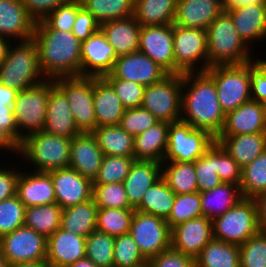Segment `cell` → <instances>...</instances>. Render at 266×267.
<instances>
[{
	"label": "cell",
	"instance_id": "obj_10",
	"mask_svg": "<svg viewBox=\"0 0 266 267\" xmlns=\"http://www.w3.org/2000/svg\"><path fill=\"white\" fill-rule=\"evenodd\" d=\"M216 141L209 132L193 128L182 120L171 122L163 162H195Z\"/></svg>",
	"mask_w": 266,
	"mask_h": 267
},
{
	"label": "cell",
	"instance_id": "obj_35",
	"mask_svg": "<svg viewBox=\"0 0 266 267\" xmlns=\"http://www.w3.org/2000/svg\"><path fill=\"white\" fill-rule=\"evenodd\" d=\"M92 134L104 155L134 157V136L120 125L100 126Z\"/></svg>",
	"mask_w": 266,
	"mask_h": 267
},
{
	"label": "cell",
	"instance_id": "obj_3",
	"mask_svg": "<svg viewBox=\"0 0 266 267\" xmlns=\"http://www.w3.org/2000/svg\"><path fill=\"white\" fill-rule=\"evenodd\" d=\"M208 68L217 65H239L253 61L230 15L222 11L207 28Z\"/></svg>",
	"mask_w": 266,
	"mask_h": 267
},
{
	"label": "cell",
	"instance_id": "obj_56",
	"mask_svg": "<svg viewBox=\"0 0 266 267\" xmlns=\"http://www.w3.org/2000/svg\"><path fill=\"white\" fill-rule=\"evenodd\" d=\"M251 100L266 105V60L249 62Z\"/></svg>",
	"mask_w": 266,
	"mask_h": 267
},
{
	"label": "cell",
	"instance_id": "obj_19",
	"mask_svg": "<svg viewBox=\"0 0 266 267\" xmlns=\"http://www.w3.org/2000/svg\"><path fill=\"white\" fill-rule=\"evenodd\" d=\"M117 79L144 86L161 81L168 73L144 53L136 51L118 56L111 72Z\"/></svg>",
	"mask_w": 266,
	"mask_h": 267
},
{
	"label": "cell",
	"instance_id": "obj_62",
	"mask_svg": "<svg viewBox=\"0 0 266 267\" xmlns=\"http://www.w3.org/2000/svg\"><path fill=\"white\" fill-rule=\"evenodd\" d=\"M258 208V225L260 231L266 232V192L255 198Z\"/></svg>",
	"mask_w": 266,
	"mask_h": 267
},
{
	"label": "cell",
	"instance_id": "obj_16",
	"mask_svg": "<svg viewBox=\"0 0 266 267\" xmlns=\"http://www.w3.org/2000/svg\"><path fill=\"white\" fill-rule=\"evenodd\" d=\"M212 239V220L204 216L187 220L171 229V248L194 260Z\"/></svg>",
	"mask_w": 266,
	"mask_h": 267
},
{
	"label": "cell",
	"instance_id": "obj_50",
	"mask_svg": "<svg viewBox=\"0 0 266 267\" xmlns=\"http://www.w3.org/2000/svg\"><path fill=\"white\" fill-rule=\"evenodd\" d=\"M92 198L98 208H133L123 183L93 184Z\"/></svg>",
	"mask_w": 266,
	"mask_h": 267
},
{
	"label": "cell",
	"instance_id": "obj_30",
	"mask_svg": "<svg viewBox=\"0 0 266 267\" xmlns=\"http://www.w3.org/2000/svg\"><path fill=\"white\" fill-rule=\"evenodd\" d=\"M222 11L218 5L209 0H177L173 24L207 30Z\"/></svg>",
	"mask_w": 266,
	"mask_h": 267
},
{
	"label": "cell",
	"instance_id": "obj_27",
	"mask_svg": "<svg viewBox=\"0 0 266 267\" xmlns=\"http://www.w3.org/2000/svg\"><path fill=\"white\" fill-rule=\"evenodd\" d=\"M226 12L246 45L266 38V4L237 6Z\"/></svg>",
	"mask_w": 266,
	"mask_h": 267
},
{
	"label": "cell",
	"instance_id": "obj_9",
	"mask_svg": "<svg viewBox=\"0 0 266 267\" xmlns=\"http://www.w3.org/2000/svg\"><path fill=\"white\" fill-rule=\"evenodd\" d=\"M94 76H70L53 79L69 103L75 124L81 133H92L96 128L93 103Z\"/></svg>",
	"mask_w": 266,
	"mask_h": 267
},
{
	"label": "cell",
	"instance_id": "obj_65",
	"mask_svg": "<svg viewBox=\"0 0 266 267\" xmlns=\"http://www.w3.org/2000/svg\"><path fill=\"white\" fill-rule=\"evenodd\" d=\"M266 4V0H226L225 11L243 5Z\"/></svg>",
	"mask_w": 266,
	"mask_h": 267
},
{
	"label": "cell",
	"instance_id": "obj_41",
	"mask_svg": "<svg viewBox=\"0 0 266 267\" xmlns=\"http://www.w3.org/2000/svg\"><path fill=\"white\" fill-rule=\"evenodd\" d=\"M81 3L100 25L134 15V0H81Z\"/></svg>",
	"mask_w": 266,
	"mask_h": 267
},
{
	"label": "cell",
	"instance_id": "obj_47",
	"mask_svg": "<svg viewBox=\"0 0 266 267\" xmlns=\"http://www.w3.org/2000/svg\"><path fill=\"white\" fill-rule=\"evenodd\" d=\"M82 7L81 0H69L58 6L42 21L36 22L37 29H55L72 32L77 11Z\"/></svg>",
	"mask_w": 266,
	"mask_h": 267
},
{
	"label": "cell",
	"instance_id": "obj_70",
	"mask_svg": "<svg viewBox=\"0 0 266 267\" xmlns=\"http://www.w3.org/2000/svg\"><path fill=\"white\" fill-rule=\"evenodd\" d=\"M218 5L223 11H225L226 0H209Z\"/></svg>",
	"mask_w": 266,
	"mask_h": 267
},
{
	"label": "cell",
	"instance_id": "obj_40",
	"mask_svg": "<svg viewBox=\"0 0 266 267\" xmlns=\"http://www.w3.org/2000/svg\"><path fill=\"white\" fill-rule=\"evenodd\" d=\"M62 211L57 203L26 207L24 225L48 238L60 228Z\"/></svg>",
	"mask_w": 266,
	"mask_h": 267
},
{
	"label": "cell",
	"instance_id": "obj_12",
	"mask_svg": "<svg viewBox=\"0 0 266 267\" xmlns=\"http://www.w3.org/2000/svg\"><path fill=\"white\" fill-rule=\"evenodd\" d=\"M173 51L175 74L194 72L195 64L202 60L198 72L208 69L207 31L173 24Z\"/></svg>",
	"mask_w": 266,
	"mask_h": 267
},
{
	"label": "cell",
	"instance_id": "obj_66",
	"mask_svg": "<svg viewBox=\"0 0 266 267\" xmlns=\"http://www.w3.org/2000/svg\"><path fill=\"white\" fill-rule=\"evenodd\" d=\"M10 43L11 42H9V39L7 37L0 35V65L5 60Z\"/></svg>",
	"mask_w": 266,
	"mask_h": 267
},
{
	"label": "cell",
	"instance_id": "obj_57",
	"mask_svg": "<svg viewBox=\"0 0 266 267\" xmlns=\"http://www.w3.org/2000/svg\"><path fill=\"white\" fill-rule=\"evenodd\" d=\"M150 267H195V260L190 256L169 248L147 262Z\"/></svg>",
	"mask_w": 266,
	"mask_h": 267
},
{
	"label": "cell",
	"instance_id": "obj_11",
	"mask_svg": "<svg viewBox=\"0 0 266 267\" xmlns=\"http://www.w3.org/2000/svg\"><path fill=\"white\" fill-rule=\"evenodd\" d=\"M182 74H168L161 81L145 86L141 107L158 121L167 123L181 118Z\"/></svg>",
	"mask_w": 266,
	"mask_h": 267
},
{
	"label": "cell",
	"instance_id": "obj_7",
	"mask_svg": "<svg viewBox=\"0 0 266 267\" xmlns=\"http://www.w3.org/2000/svg\"><path fill=\"white\" fill-rule=\"evenodd\" d=\"M54 80L47 79L38 85L18 92L13 106L15 124L18 129V144L25 136L43 130L50 89ZM26 130L27 133L22 132Z\"/></svg>",
	"mask_w": 266,
	"mask_h": 267
},
{
	"label": "cell",
	"instance_id": "obj_18",
	"mask_svg": "<svg viewBox=\"0 0 266 267\" xmlns=\"http://www.w3.org/2000/svg\"><path fill=\"white\" fill-rule=\"evenodd\" d=\"M117 57L114 48L99 29L81 42V76L103 77L111 73Z\"/></svg>",
	"mask_w": 266,
	"mask_h": 267
},
{
	"label": "cell",
	"instance_id": "obj_15",
	"mask_svg": "<svg viewBox=\"0 0 266 267\" xmlns=\"http://www.w3.org/2000/svg\"><path fill=\"white\" fill-rule=\"evenodd\" d=\"M168 74H175L173 24L142 26L139 49Z\"/></svg>",
	"mask_w": 266,
	"mask_h": 267
},
{
	"label": "cell",
	"instance_id": "obj_38",
	"mask_svg": "<svg viewBox=\"0 0 266 267\" xmlns=\"http://www.w3.org/2000/svg\"><path fill=\"white\" fill-rule=\"evenodd\" d=\"M175 197L176 194L161 177L145 192L141 203L135 210L166 220L171 213Z\"/></svg>",
	"mask_w": 266,
	"mask_h": 267
},
{
	"label": "cell",
	"instance_id": "obj_64",
	"mask_svg": "<svg viewBox=\"0 0 266 267\" xmlns=\"http://www.w3.org/2000/svg\"><path fill=\"white\" fill-rule=\"evenodd\" d=\"M18 92L16 89L0 84V103H6V106L13 108Z\"/></svg>",
	"mask_w": 266,
	"mask_h": 267
},
{
	"label": "cell",
	"instance_id": "obj_20",
	"mask_svg": "<svg viewBox=\"0 0 266 267\" xmlns=\"http://www.w3.org/2000/svg\"><path fill=\"white\" fill-rule=\"evenodd\" d=\"M266 133V105L250 100L225 115L219 136Z\"/></svg>",
	"mask_w": 266,
	"mask_h": 267
},
{
	"label": "cell",
	"instance_id": "obj_43",
	"mask_svg": "<svg viewBox=\"0 0 266 267\" xmlns=\"http://www.w3.org/2000/svg\"><path fill=\"white\" fill-rule=\"evenodd\" d=\"M240 190L243 198L251 199L266 192V150L242 168Z\"/></svg>",
	"mask_w": 266,
	"mask_h": 267
},
{
	"label": "cell",
	"instance_id": "obj_1",
	"mask_svg": "<svg viewBox=\"0 0 266 267\" xmlns=\"http://www.w3.org/2000/svg\"><path fill=\"white\" fill-rule=\"evenodd\" d=\"M195 69L196 73L182 74L180 120L217 138L224 127L225 113L221 109L214 80L205 71Z\"/></svg>",
	"mask_w": 266,
	"mask_h": 267
},
{
	"label": "cell",
	"instance_id": "obj_8",
	"mask_svg": "<svg viewBox=\"0 0 266 267\" xmlns=\"http://www.w3.org/2000/svg\"><path fill=\"white\" fill-rule=\"evenodd\" d=\"M205 72L215 82L218 100L225 115L251 100L249 62L212 66Z\"/></svg>",
	"mask_w": 266,
	"mask_h": 267
},
{
	"label": "cell",
	"instance_id": "obj_54",
	"mask_svg": "<svg viewBox=\"0 0 266 267\" xmlns=\"http://www.w3.org/2000/svg\"><path fill=\"white\" fill-rule=\"evenodd\" d=\"M157 122L158 120L150 111L143 107H137L126 109L119 125L129 134L136 136Z\"/></svg>",
	"mask_w": 266,
	"mask_h": 267
},
{
	"label": "cell",
	"instance_id": "obj_4",
	"mask_svg": "<svg viewBox=\"0 0 266 267\" xmlns=\"http://www.w3.org/2000/svg\"><path fill=\"white\" fill-rule=\"evenodd\" d=\"M20 42L18 45L10 44L5 60L0 65V84L19 92L47 80L39 65L36 42L33 39Z\"/></svg>",
	"mask_w": 266,
	"mask_h": 267
},
{
	"label": "cell",
	"instance_id": "obj_33",
	"mask_svg": "<svg viewBox=\"0 0 266 267\" xmlns=\"http://www.w3.org/2000/svg\"><path fill=\"white\" fill-rule=\"evenodd\" d=\"M243 198L240 186L222 183L213 189L200 192L202 216L214 220L235 206Z\"/></svg>",
	"mask_w": 266,
	"mask_h": 267
},
{
	"label": "cell",
	"instance_id": "obj_60",
	"mask_svg": "<svg viewBox=\"0 0 266 267\" xmlns=\"http://www.w3.org/2000/svg\"><path fill=\"white\" fill-rule=\"evenodd\" d=\"M18 172L0 168V202L16 195Z\"/></svg>",
	"mask_w": 266,
	"mask_h": 267
},
{
	"label": "cell",
	"instance_id": "obj_61",
	"mask_svg": "<svg viewBox=\"0 0 266 267\" xmlns=\"http://www.w3.org/2000/svg\"><path fill=\"white\" fill-rule=\"evenodd\" d=\"M0 124H3V129L18 143V129L12 107L0 105Z\"/></svg>",
	"mask_w": 266,
	"mask_h": 267
},
{
	"label": "cell",
	"instance_id": "obj_42",
	"mask_svg": "<svg viewBox=\"0 0 266 267\" xmlns=\"http://www.w3.org/2000/svg\"><path fill=\"white\" fill-rule=\"evenodd\" d=\"M134 212V208H98L96 230L114 237L127 234Z\"/></svg>",
	"mask_w": 266,
	"mask_h": 267
},
{
	"label": "cell",
	"instance_id": "obj_32",
	"mask_svg": "<svg viewBox=\"0 0 266 267\" xmlns=\"http://www.w3.org/2000/svg\"><path fill=\"white\" fill-rule=\"evenodd\" d=\"M216 142L243 168L266 150V133L218 136Z\"/></svg>",
	"mask_w": 266,
	"mask_h": 267
},
{
	"label": "cell",
	"instance_id": "obj_22",
	"mask_svg": "<svg viewBox=\"0 0 266 267\" xmlns=\"http://www.w3.org/2000/svg\"><path fill=\"white\" fill-rule=\"evenodd\" d=\"M86 258V238L58 228L47 238L46 262L58 267H67Z\"/></svg>",
	"mask_w": 266,
	"mask_h": 267
},
{
	"label": "cell",
	"instance_id": "obj_44",
	"mask_svg": "<svg viewBox=\"0 0 266 267\" xmlns=\"http://www.w3.org/2000/svg\"><path fill=\"white\" fill-rule=\"evenodd\" d=\"M115 237L94 230L86 237V258L97 267H113Z\"/></svg>",
	"mask_w": 266,
	"mask_h": 267
},
{
	"label": "cell",
	"instance_id": "obj_6",
	"mask_svg": "<svg viewBox=\"0 0 266 267\" xmlns=\"http://www.w3.org/2000/svg\"><path fill=\"white\" fill-rule=\"evenodd\" d=\"M212 224L214 239L240 246L260 231L255 199L242 198Z\"/></svg>",
	"mask_w": 266,
	"mask_h": 267
},
{
	"label": "cell",
	"instance_id": "obj_52",
	"mask_svg": "<svg viewBox=\"0 0 266 267\" xmlns=\"http://www.w3.org/2000/svg\"><path fill=\"white\" fill-rule=\"evenodd\" d=\"M240 248V267H266V232L259 231Z\"/></svg>",
	"mask_w": 266,
	"mask_h": 267
},
{
	"label": "cell",
	"instance_id": "obj_21",
	"mask_svg": "<svg viewBox=\"0 0 266 267\" xmlns=\"http://www.w3.org/2000/svg\"><path fill=\"white\" fill-rule=\"evenodd\" d=\"M96 137L92 133H80L71 141L69 167L91 181L99 173L103 159Z\"/></svg>",
	"mask_w": 266,
	"mask_h": 267
},
{
	"label": "cell",
	"instance_id": "obj_2",
	"mask_svg": "<svg viewBox=\"0 0 266 267\" xmlns=\"http://www.w3.org/2000/svg\"><path fill=\"white\" fill-rule=\"evenodd\" d=\"M33 40L46 79L81 76V42L72 32L35 27Z\"/></svg>",
	"mask_w": 266,
	"mask_h": 267
},
{
	"label": "cell",
	"instance_id": "obj_46",
	"mask_svg": "<svg viewBox=\"0 0 266 267\" xmlns=\"http://www.w3.org/2000/svg\"><path fill=\"white\" fill-rule=\"evenodd\" d=\"M134 160V157L104 155L93 184L123 183Z\"/></svg>",
	"mask_w": 266,
	"mask_h": 267
},
{
	"label": "cell",
	"instance_id": "obj_59",
	"mask_svg": "<svg viewBox=\"0 0 266 267\" xmlns=\"http://www.w3.org/2000/svg\"><path fill=\"white\" fill-rule=\"evenodd\" d=\"M30 17L39 22L46 18L58 6L69 0H21Z\"/></svg>",
	"mask_w": 266,
	"mask_h": 267
},
{
	"label": "cell",
	"instance_id": "obj_69",
	"mask_svg": "<svg viewBox=\"0 0 266 267\" xmlns=\"http://www.w3.org/2000/svg\"><path fill=\"white\" fill-rule=\"evenodd\" d=\"M0 267H9L7 259L1 250H0Z\"/></svg>",
	"mask_w": 266,
	"mask_h": 267
},
{
	"label": "cell",
	"instance_id": "obj_55",
	"mask_svg": "<svg viewBox=\"0 0 266 267\" xmlns=\"http://www.w3.org/2000/svg\"><path fill=\"white\" fill-rule=\"evenodd\" d=\"M217 174L224 183H233L240 186L242 179V168L218 142Z\"/></svg>",
	"mask_w": 266,
	"mask_h": 267
},
{
	"label": "cell",
	"instance_id": "obj_39",
	"mask_svg": "<svg viewBox=\"0 0 266 267\" xmlns=\"http://www.w3.org/2000/svg\"><path fill=\"white\" fill-rule=\"evenodd\" d=\"M166 163H162V178L175 194L198 192L194 162L170 161ZM165 165H167L166 169Z\"/></svg>",
	"mask_w": 266,
	"mask_h": 267
},
{
	"label": "cell",
	"instance_id": "obj_5",
	"mask_svg": "<svg viewBox=\"0 0 266 267\" xmlns=\"http://www.w3.org/2000/svg\"><path fill=\"white\" fill-rule=\"evenodd\" d=\"M71 141V138L42 130L25 136L19 145V153L35 165L37 169L34 171L49 172L69 167Z\"/></svg>",
	"mask_w": 266,
	"mask_h": 267
},
{
	"label": "cell",
	"instance_id": "obj_14",
	"mask_svg": "<svg viewBox=\"0 0 266 267\" xmlns=\"http://www.w3.org/2000/svg\"><path fill=\"white\" fill-rule=\"evenodd\" d=\"M0 250L9 265L46 261L47 238L25 225L0 237Z\"/></svg>",
	"mask_w": 266,
	"mask_h": 267
},
{
	"label": "cell",
	"instance_id": "obj_17",
	"mask_svg": "<svg viewBox=\"0 0 266 267\" xmlns=\"http://www.w3.org/2000/svg\"><path fill=\"white\" fill-rule=\"evenodd\" d=\"M56 197V203L66 209L92 199L93 181L83 177L71 167L49 171Z\"/></svg>",
	"mask_w": 266,
	"mask_h": 267
},
{
	"label": "cell",
	"instance_id": "obj_23",
	"mask_svg": "<svg viewBox=\"0 0 266 267\" xmlns=\"http://www.w3.org/2000/svg\"><path fill=\"white\" fill-rule=\"evenodd\" d=\"M43 131L71 139L81 133L75 124L66 96L56 85L49 92Z\"/></svg>",
	"mask_w": 266,
	"mask_h": 267
},
{
	"label": "cell",
	"instance_id": "obj_29",
	"mask_svg": "<svg viewBox=\"0 0 266 267\" xmlns=\"http://www.w3.org/2000/svg\"><path fill=\"white\" fill-rule=\"evenodd\" d=\"M141 28L134 16L107 21L100 25L117 56L138 51Z\"/></svg>",
	"mask_w": 266,
	"mask_h": 267
},
{
	"label": "cell",
	"instance_id": "obj_71",
	"mask_svg": "<svg viewBox=\"0 0 266 267\" xmlns=\"http://www.w3.org/2000/svg\"><path fill=\"white\" fill-rule=\"evenodd\" d=\"M43 267H58V266H54V265H50V264L46 263Z\"/></svg>",
	"mask_w": 266,
	"mask_h": 267
},
{
	"label": "cell",
	"instance_id": "obj_67",
	"mask_svg": "<svg viewBox=\"0 0 266 267\" xmlns=\"http://www.w3.org/2000/svg\"><path fill=\"white\" fill-rule=\"evenodd\" d=\"M47 262L46 261H31V262H22L9 265V267H43Z\"/></svg>",
	"mask_w": 266,
	"mask_h": 267
},
{
	"label": "cell",
	"instance_id": "obj_49",
	"mask_svg": "<svg viewBox=\"0 0 266 267\" xmlns=\"http://www.w3.org/2000/svg\"><path fill=\"white\" fill-rule=\"evenodd\" d=\"M113 256V267H140L148 262L129 233L115 237Z\"/></svg>",
	"mask_w": 266,
	"mask_h": 267
},
{
	"label": "cell",
	"instance_id": "obj_68",
	"mask_svg": "<svg viewBox=\"0 0 266 267\" xmlns=\"http://www.w3.org/2000/svg\"><path fill=\"white\" fill-rule=\"evenodd\" d=\"M67 267H97L90 259L83 258Z\"/></svg>",
	"mask_w": 266,
	"mask_h": 267
},
{
	"label": "cell",
	"instance_id": "obj_51",
	"mask_svg": "<svg viewBox=\"0 0 266 267\" xmlns=\"http://www.w3.org/2000/svg\"><path fill=\"white\" fill-rule=\"evenodd\" d=\"M25 210L17 195L0 202V237L24 225Z\"/></svg>",
	"mask_w": 266,
	"mask_h": 267
},
{
	"label": "cell",
	"instance_id": "obj_13",
	"mask_svg": "<svg viewBox=\"0 0 266 267\" xmlns=\"http://www.w3.org/2000/svg\"><path fill=\"white\" fill-rule=\"evenodd\" d=\"M129 234L147 260L171 248V228L161 217L135 210Z\"/></svg>",
	"mask_w": 266,
	"mask_h": 267
},
{
	"label": "cell",
	"instance_id": "obj_48",
	"mask_svg": "<svg viewBox=\"0 0 266 267\" xmlns=\"http://www.w3.org/2000/svg\"><path fill=\"white\" fill-rule=\"evenodd\" d=\"M201 216L200 192L176 194L174 205L166 221L172 229L177 224Z\"/></svg>",
	"mask_w": 266,
	"mask_h": 267
},
{
	"label": "cell",
	"instance_id": "obj_36",
	"mask_svg": "<svg viewBox=\"0 0 266 267\" xmlns=\"http://www.w3.org/2000/svg\"><path fill=\"white\" fill-rule=\"evenodd\" d=\"M177 0H134V17L141 26L173 24Z\"/></svg>",
	"mask_w": 266,
	"mask_h": 267
},
{
	"label": "cell",
	"instance_id": "obj_45",
	"mask_svg": "<svg viewBox=\"0 0 266 267\" xmlns=\"http://www.w3.org/2000/svg\"><path fill=\"white\" fill-rule=\"evenodd\" d=\"M198 192H204L223 183L217 174V142L195 162Z\"/></svg>",
	"mask_w": 266,
	"mask_h": 267
},
{
	"label": "cell",
	"instance_id": "obj_63",
	"mask_svg": "<svg viewBox=\"0 0 266 267\" xmlns=\"http://www.w3.org/2000/svg\"><path fill=\"white\" fill-rule=\"evenodd\" d=\"M8 149L13 153L19 154V144L3 129V124H0V149Z\"/></svg>",
	"mask_w": 266,
	"mask_h": 267
},
{
	"label": "cell",
	"instance_id": "obj_72",
	"mask_svg": "<svg viewBox=\"0 0 266 267\" xmlns=\"http://www.w3.org/2000/svg\"><path fill=\"white\" fill-rule=\"evenodd\" d=\"M140 267H150L148 263L144 264L143 266Z\"/></svg>",
	"mask_w": 266,
	"mask_h": 267
},
{
	"label": "cell",
	"instance_id": "obj_31",
	"mask_svg": "<svg viewBox=\"0 0 266 267\" xmlns=\"http://www.w3.org/2000/svg\"><path fill=\"white\" fill-rule=\"evenodd\" d=\"M169 123L158 121L134 136V159L163 163L166 156Z\"/></svg>",
	"mask_w": 266,
	"mask_h": 267
},
{
	"label": "cell",
	"instance_id": "obj_28",
	"mask_svg": "<svg viewBox=\"0 0 266 267\" xmlns=\"http://www.w3.org/2000/svg\"><path fill=\"white\" fill-rule=\"evenodd\" d=\"M93 103L97 127L120 124L126 108L113 87L103 77L94 78Z\"/></svg>",
	"mask_w": 266,
	"mask_h": 267
},
{
	"label": "cell",
	"instance_id": "obj_58",
	"mask_svg": "<svg viewBox=\"0 0 266 267\" xmlns=\"http://www.w3.org/2000/svg\"><path fill=\"white\" fill-rule=\"evenodd\" d=\"M100 29V24L95 17L83 6L77 11V16L73 25L72 33L83 42Z\"/></svg>",
	"mask_w": 266,
	"mask_h": 267
},
{
	"label": "cell",
	"instance_id": "obj_37",
	"mask_svg": "<svg viewBox=\"0 0 266 267\" xmlns=\"http://www.w3.org/2000/svg\"><path fill=\"white\" fill-rule=\"evenodd\" d=\"M195 267H240V248L213 238L195 259Z\"/></svg>",
	"mask_w": 266,
	"mask_h": 267
},
{
	"label": "cell",
	"instance_id": "obj_24",
	"mask_svg": "<svg viewBox=\"0 0 266 267\" xmlns=\"http://www.w3.org/2000/svg\"><path fill=\"white\" fill-rule=\"evenodd\" d=\"M35 23L21 0H0L1 36L19 41L33 39Z\"/></svg>",
	"mask_w": 266,
	"mask_h": 267
},
{
	"label": "cell",
	"instance_id": "obj_34",
	"mask_svg": "<svg viewBox=\"0 0 266 267\" xmlns=\"http://www.w3.org/2000/svg\"><path fill=\"white\" fill-rule=\"evenodd\" d=\"M98 207L94 199L63 209L61 226L63 230L81 237H87L96 230Z\"/></svg>",
	"mask_w": 266,
	"mask_h": 267
},
{
	"label": "cell",
	"instance_id": "obj_25",
	"mask_svg": "<svg viewBox=\"0 0 266 267\" xmlns=\"http://www.w3.org/2000/svg\"><path fill=\"white\" fill-rule=\"evenodd\" d=\"M16 195L26 207L56 203L54 185L49 172H20Z\"/></svg>",
	"mask_w": 266,
	"mask_h": 267
},
{
	"label": "cell",
	"instance_id": "obj_53",
	"mask_svg": "<svg viewBox=\"0 0 266 267\" xmlns=\"http://www.w3.org/2000/svg\"><path fill=\"white\" fill-rule=\"evenodd\" d=\"M103 78L113 87L126 109L141 107L144 85L117 79L112 73L104 75Z\"/></svg>",
	"mask_w": 266,
	"mask_h": 267
},
{
	"label": "cell",
	"instance_id": "obj_26",
	"mask_svg": "<svg viewBox=\"0 0 266 267\" xmlns=\"http://www.w3.org/2000/svg\"><path fill=\"white\" fill-rule=\"evenodd\" d=\"M162 177V163L150 160H134L123 184L129 204L135 209L145 192Z\"/></svg>",
	"mask_w": 266,
	"mask_h": 267
}]
</instances>
